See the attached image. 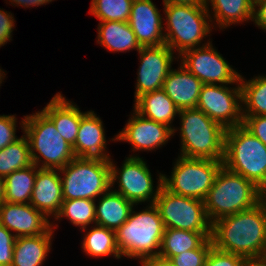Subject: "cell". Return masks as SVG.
I'll list each match as a JSON object with an SVG mask.
<instances>
[{
    "instance_id": "34",
    "label": "cell",
    "mask_w": 266,
    "mask_h": 266,
    "mask_svg": "<svg viewBox=\"0 0 266 266\" xmlns=\"http://www.w3.org/2000/svg\"><path fill=\"white\" fill-rule=\"evenodd\" d=\"M212 247V239L207 238L198 248L172 256L169 261L173 266H204Z\"/></svg>"
},
{
    "instance_id": "6",
    "label": "cell",
    "mask_w": 266,
    "mask_h": 266,
    "mask_svg": "<svg viewBox=\"0 0 266 266\" xmlns=\"http://www.w3.org/2000/svg\"><path fill=\"white\" fill-rule=\"evenodd\" d=\"M223 166L260 189L266 185V145L243 125L227 129Z\"/></svg>"
},
{
    "instance_id": "46",
    "label": "cell",
    "mask_w": 266,
    "mask_h": 266,
    "mask_svg": "<svg viewBox=\"0 0 266 266\" xmlns=\"http://www.w3.org/2000/svg\"><path fill=\"white\" fill-rule=\"evenodd\" d=\"M5 196V180L0 176V204L3 202Z\"/></svg>"
},
{
    "instance_id": "43",
    "label": "cell",
    "mask_w": 266,
    "mask_h": 266,
    "mask_svg": "<svg viewBox=\"0 0 266 266\" xmlns=\"http://www.w3.org/2000/svg\"><path fill=\"white\" fill-rule=\"evenodd\" d=\"M164 4H178V5H200L204 0H163Z\"/></svg>"
},
{
    "instance_id": "14",
    "label": "cell",
    "mask_w": 266,
    "mask_h": 266,
    "mask_svg": "<svg viewBox=\"0 0 266 266\" xmlns=\"http://www.w3.org/2000/svg\"><path fill=\"white\" fill-rule=\"evenodd\" d=\"M140 66L135 89V100L145 94L163 87L164 80L171 70L174 51L166 44L141 47L138 51Z\"/></svg>"
},
{
    "instance_id": "8",
    "label": "cell",
    "mask_w": 266,
    "mask_h": 266,
    "mask_svg": "<svg viewBox=\"0 0 266 266\" xmlns=\"http://www.w3.org/2000/svg\"><path fill=\"white\" fill-rule=\"evenodd\" d=\"M171 176L163 175V186L171 193L205 200L223 161L179 155Z\"/></svg>"
},
{
    "instance_id": "23",
    "label": "cell",
    "mask_w": 266,
    "mask_h": 266,
    "mask_svg": "<svg viewBox=\"0 0 266 266\" xmlns=\"http://www.w3.org/2000/svg\"><path fill=\"white\" fill-rule=\"evenodd\" d=\"M52 227L36 236L16 237L11 266H41L51 249Z\"/></svg>"
},
{
    "instance_id": "42",
    "label": "cell",
    "mask_w": 266,
    "mask_h": 266,
    "mask_svg": "<svg viewBox=\"0 0 266 266\" xmlns=\"http://www.w3.org/2000/svg\"><path fill=\"white\" fill-rule=\"evenodd\" d=\"M140 262L141 266H173L169 260H165L159 257L150 260H143Z\"/></svg>"
},
{
    "instance_id": "38",
    "label": "cell",
    "mask_w": 266,
    "mask_h": 266,
    "mask_svg": "<svg viewBox=\"0 0 266 266\" xmlns=\"http://www.w3.org/2000/svg\"><path fill=\"white\" fill-rule=\"evenodd\" d=\"M243 126L266 145V116H243Z\"/></svg>"
},
{
    "instance_id": "40",
    "label": "cell",
    "mask_w": 266,
    "mask_h": 266,
    "mask_svg": "<svg viewBox=\"0 0 266 266\" xmlns=\"http://www.w3.org/2000/svg\"><path fill=\"white\" fill-rule=\"evenodd\" d=\"M252 21H254L255 25L260 27V29L266 30V0H254Z\"/></svg>"
},
{
    "instance_id": "20",
    "label": "cell",
    "mask_w": 266,
    "mask_h": 266,
    "mask_svg": "<svg viewBox=\"0 0 266 266\" xmlns=\"http://www.w3.org/2000/svg\"><path fill=\"white\" fill-rule=\"evenodd\" d=\"M203 83L182 64L176 69H171L166 76L162 89L181 109L196 108Z\"/></svg>"
},
{
    "instance_id": "17",
    "label": "cell",
    "mask_w": 266,
    "mask_h": 266,
    "mask_svg": "<svg viewBox=\"0 0 266 266\" xmlns=\"http://www.w3.org/2000/svg\"><path fill=\"white\" fill-rule=\"evenodd\" d=\"M162 20L152 0H133L128 23L141 47L165 44Z\"/></svg>"
},
{
    "instance_id": "2",
    "label": "cell",
    "mask_w": 266,
    "mask_h": 266,
    "mask_svg": "<svg viewBox=\"0 0 266 266\" xmlns=\"http://www.w3.org/2000/svg\"><path fill=\"white\" fill-rule=\"evenodd\" d=\"M149 205L137 213L132 209L127 221L115 231L121 256L140 261L158 257L165 227L157 207Z\"/></svg>"
},
{
    "instance_id": "25",
    "label": "cell",
    "mask_w": 266,
    "mask_h": 266,
    "mask_svg": "<svg viewBox=\"0 0 266 266\" xmlns=\"http://www.w3.org/2000/svg\"><path fill=\"white\" fill-rule=\"evenodd\" d=\"M97 42L111 52H124L141 49L135 33L128 22L104 21L98 24Z\"/></svg>"
},
{
    "instance_id": "48",
    "label": "cell",
    "mask_w": 266,
    "mask_h": 266,
    "mask_svg": "<svg viewBox=\"0 0 266 266\" xmlns=\"http://www.w3.org/2000/svg\"><path fill=\"white\" fill-rule=\"evenodd\" d=\"M260 190H266V185L264 187L260 188Z\"/></svg>"
},
{
    "instance_id": "31",
    "label": "cell",
    "mask_w": 266,
    "mask_h": 266,
    "mask_svg": "<svg viewBox=\"0 0 266 266\" xmlns=\"http://www.w3.org/2000/svg\"><path fill=\"white\" fill-rule=\"evenodd\" d=\"M32 164L29 141L25 135L0 150V176L3 178Z\"/></svg>"
},
{
    "instance_id": "36",
    "label": "cell",
    "mask_w": 266,
    "mask_h": 266,
    "mask_svg": "<svg viewBox=\"0 0 266 266\" xmlns=\"http://www.w3.org/2000/svg\"><path fill=\"white\" fill-rule=\"evenodd\" d=\"M16 236L0 224V266H11Z\"/></svg>"
},
{
    "instance_id": "44",
    "label": "cell",
    "mask_w": 266,
    "mask_h": 266,
    "mask_svg": "<svg viewBox=\"0 0 266 266\" xmlns=\"http://www.w3.org/2000/svg\"><path fill=\"white\" fill-rule=\"evenodd\" d=\"M245 266H266V257L259 259H247Z\"/></svg>"
},
{
    "instance_id": "24",
    "label": "cell",
    "mask_w": 266,
    "mask_h": 266,
    "mask_svg": "<svg viewBox=\"0 0 266 266\" xmlns=\"http://www.w3.org/2000/svg\"><path fill=\"white\" fill-rule=\"evenodd\" d=\"M134 110L145 118L171 127L179 109L161 88L139 96Z\"/></svg>"
},
{
    "instance_id": "26",
    "label": "cell",
    "mask_w": 266,
    "mask_h": 266,
    "mask_svg": "<svg viewBox=\"0 0 266 266\" xmlns=\"http://www.w3.org/2000/svg\"><path fill=\"white\" fill-rule=\"evenodd\" d=\"M213 9V18L220 29L231 24L253 20L254 0H204Z\"/></svg>"
},
{
    "instance_id": "39",
    "label": "cell",
    "mask_w": 266,
    "mask_h": 266,
    "mask_svg": "<svg viewBox=\"0 0 266 266\" xmlns=\"http://www.w3.org/2000/svg\"><path fill=\"white\" fill-rule=\"evenodd\" d=\"M13 15L4 10H0V47L4 46L12 38L14 29Z\"/></svg>"
},
{
    "instance_id": "22",
    "label": "cell",
    "mask_w": 266,
    "mask_h": 266,
    "mask_svg": "<svg viewBox=\"0 0 266 266\" xmlns=\"http://www.w3.org/2000/svg\"><path fill=\"white\" fill-rule=\"evenodd\" d=\"M101 196L97 204L95 201V225L116 231L127 221L135 204L112 189Z\"/></svg>"
},
{
    "instance_id": "5",
    "label": "cell",
    "mask_w": 266,
    "mask_h": 266,
    "mask_svg": "<svg viewBox=\"0 0 266 266\" xmlns=\"http://www.w3.org/2000/svg\"><path fill=\"white\" fill-rule=\"evenodd\" d=\"M259 191L254 183L222 166L204 200L210 222L256 206Z\"/></svg>"
},
{
    "instance_id": "4",
    "label": "cell",
    "mask_w": 266,
    "mask_h": 266,
    "mask_svg": "<svg viewBox=\"0 0 266 266\" xmlns=\"http://www.w3.org/2000/svg\"><path fill=\"white\" fill-rule=\"evenodd\" d=\"M20 125L29 141L32 163L38 168L61 169L75 158L72 146L42 111L24 116Z\"/></svg>"
},
{
    "instance_id": "21",
    "label": "cell",
    "mask_w": 266,
    "mask_h": 266,
    "mask_svg": "<svg viewBox=\"0 0 266 266\" xmlns=\"http://www.w3.org/2000/svg\"><path fill=\"white\" fill-rule=\"evenodd\" d=\"M41 111L54 123L61 137L73 147L81 118L87 112H81L77 105L67 101L59 92Z\"/></svg>"
},
{
    "instance_id": "3",
    "label": "cell",
    "mask_w": 266,
    "mask_h": 266,
    "mask_svg": "<svg viewBox=\"0 0 266 266\" xmlns=\"http://www.w3.org/2000/svg\"><path fill=\"white\" fill-rule=\"evenodd\" d=\"M181 152L187 158L224 160L225 131L197 108L179 110Z\"/></svg>"
},
{
    "instance_id": "29",
    "label": "cell",
    "mask_w": 266,
    "mask_h": 266,
    "mask_svg": "<svg viewBox=\"0 0 266 266\" xmlns=\"http://www.w3.org/2000/svg\"><path fill=\"white\" fill-rule=\"evenodd\" d=\"M82 249L87 255L93 257L109 255H113L117 259L122 257L118 249L115 231L99 225L92 226V229L84 235Z\"/></svg>"
},
{
    "instance_id": "41",
    "label": "cell",
    "mask_w": 266,
    "mask_h": 266,
    "mask_svg": "<svg viewBox=\"0 0 266 266\" xmlns=\"http://www.w3.org/2000/svg\"><path fill=\"white\" fill-rule=\"evenodd\" d=\"M53 0H10L11 4L14 6L17 4L18 6H24V7H33V6H41V5H46L47 3L49 4Z\"/></svg>"
},
{
    "instance_id": "27",
    "label": "cell",
    "mask_w": 266,
    "mask_h": 266,
    "mask_svg": "<svg viewBox=\"0 0 266 266\" xmlns=\"http://www.w3.org/2000/svg\"><path fill=\"white\" fill-rule=\"evenodd\" d=\"M38 168L35 164L16 170L6 176L5 180V196L3 202L28 204L30 203L35 178Z\"/></svg>"
},
{
    "instance_id": "28",
    "label": "cell",
    "mask_w": 266,
    "mask_h": 266,
    "mask_svg": "<svg viewBox=\"0 0 266 266\" xmlns=\"http://www.w3.org/2000/svg\"><path fill=\"white\" fill-rule=\"evenodd\" d=\"M206 239L207 237L201 232L165 229L158 257L169 260L184 251L198 248Z\"/></svg>"
},
{
    "instance_id": "9",
    "label": "cell",
    "mask_w": 266,
    "mask_h": 266,
    "mask_svg": "<svg viewBox=\"0 0 266 266\" xmlns=\"http://www.w3.org/2000/svg\"><path fill=\"white\" fill-rule=\"evenodd\" d=\"M154 205L160 213L165 229L201 232L211 238L212 223L206 214L204 201L173 194L162 185Z\"/></svg>"
},
{
    "instance_id": "13",
    "label": "cell",
    "mask_w": 266,
    "mask_h": 266,
    "mask_svg": "<svg viewBox=\"0 0 266 266\" xmlns=\"http://www.w3.org/2000/svg\"><path fill=\"white\" fill-rule=\"evenodd\" d=\"M181 57V58H180ZM181 63L203 84L228 85L240 83V74L213 48L210 41L200 47L185 50Z\"/></svg>"
},
{
    "instance_id": "7",
    "label": "cell",
    "mask_w": 266,
    "mask_h": 266,
    "mask_svg": "<svg viewBox=\"0 0 266 266\" xmlns=\"http://www.w3.org/2000/svg\"><path fill=\"white\" fill-rule=\"evenodd\" d=\"M209 10L205 1L200 5H164L167 20L165 44L172 51L176 50L178 56L185 50L200 47L202 39L211 31L209 24L212 22V16Z\"/></svg>"
},
{
    "instance_id": "45",
    "label": "cell",
    "mask_w": 266,
    "mask_h": 266,
    "mask_svg": "<svg viewBox=\"0 0 266 266\" xmlns=\"http://www.w3.org/2000/svg\"><path fill=\"white\" fill-rule=\"evenodd\" d=\"M259 204L262 206L266 215V190L259 191Z\"/></svg>"
},
{
    "instance_id": "30",
    "label": "cell",
    "mask_w": 266,
    "mask_h": 266,
    "mask_svg": "<svg viewBox=\"0 0 266 266\" xmlns=\"http://www.w3.org/2000/svg\"><path fill=\"white\" fill-rule=\"evenodd\" d=\"M243 116H266V76L244 81L240 76Z\"/></svg>"
},
{
    "instance_id": "12",
    "label": "cell",
    "mask_w": 266,
    "mask_h": 266,
    "mask_svg": "<svg viewBox=\"0 0 266 266\" xmlns=\"http://www.w3.org/2000/svg\"><path fill=\"white\" fill-rule=\"evenodd\" d=\"M236 85L203 84L196 108L226 130L243 125L241 85Z\"/></svg>"
},
{
    "instance_id": "11",
    "label": "cell",
    "mask_w": 266,
    "mask_h": 266,
    "mask_svg": "<svg viewBox=\"0 0 266 266\" xmlns=\"http://www.w3.org/2000/svg\"><path fill=\"white\" fill-rule=\"evenodd\" d=\"M146 164L139 156L131 155L125 159L121 169H119L111 160L110 188H113L114 183L118 181V190H113L116 193L121 194L135 205L145 201L154 204L163 185V174L159 173L157 188L156 190L153 189L155 187L153 186L152 175Z\"/></svg>"
},
{
    "instance_id": "10",
    "label": "cell",
    "mask_w": 266,
    "mask_h": 266,
    "mask_svg": "<svg viewBox=\"0 0 266 266\" xmlns=\"http://www.w3.org/2000/svg\"><path fill=\"white\" fill-rule=\"evenodd\" d=\"M64 200L90 199L106 193L110 188V163L82 160L75 157L59 169Z\"/></svg>"
},
{
    "instance_id": "47",
    "label": "cell",
    "mask_w": 266,
    "mask_h": 266,
    "mask_svg": "<svg viewBox=\"0 0 266 266\" xmlns=\"http://www.w3.org/2000/svg\"><path fill=\"white\" fill-rule=\"evenodd\" d=\"M6 74H4V71L2 69H0V84L2 83L4 77Z\"/></svg>"
},
{
    "instance_id": "37",
    "label": "cell",
    "mask_w": 266,
    "mask_h": 266,
    "mask_svg": "<svg viewBox=\"0 0 266 266\" xmlns=\"http://www.w3.org/2000/svg\"><path fill=\"white\" fill-rule=\"evenodd\" d=\"M17 119L14 115H0V150L16 142Z\"/></svg>"
},
{
    "instance_id": "32",
    "label": "cell",
    "mask_w": 266,
    "mask_h": 266,
    "mask_svg": "<svg viewBox=\"0 0 266 266\" xmlns=\"http://www.w3.org/2000/svg\"><path fill=\"white\" fill-rule=\"evenodd\" d=\"M67 217L72 224L86 231L89 224H95V200L72 199L63 200L61 210L56 216V220Z\"/></svg>"
},
{
    "instance_id": "15",
    "label": "cell",
    "mask_w": 266,
    "mask_h": 266,
    "mask_svg": "<svg viewBox=\"0 0 266 266\" xmlns=\"http://www.w3.org/2000/svg\"><path fill=\"white\" fill-rule=\"evenodd\" d=\"M125 128L112 141H126L133 151H151L165 145L177 129L145 118L135 110Z\"/></svg>"
},
{
    "instance_id": "35",
    "label": "cell",
    "mask_w": 266,
    "mask_h": 266,
    "mask_svg": "<svg viewBox=\"0 0 266 266\" xmlns=\"http://www.w3.org/2000/svg\"><path fill=\"white\" fill-rule=\"evenodd\" d=\"M246 260L240 255L220 251L213 246L204 266H245Z\"/></svg>"
},
{
    "instance_id": "1",
    "label": "cell",
    "mask_w": 266,
    "mask_h": 266,
    "mask_svg": "<svg viewBox=\"0 0 266 266\" xmlns=\"http://www.w3.org/2000/svg\"><path fill=\"white\" fill-rule=\"evenodd\" d=\"M213 246L246 259L266 257V215L256 206L212 223Z\"/></svg>"
},
{
    "instance_id": "33",
    "label": "cell",
    "mask_w": 266,
    "mask_h": 266,
    "mask_svg": "<svg viewBox=\"0 0 266 266\" xmlns=\"http://www.w3.org/2000/svg\"><path fill=\"white\" fill-rule=\"evenodd\" d=\"M133 0H92L90 13L100 22H128Z\"/></svg>"
},
{
    "instance_id": "16",
    "label": "cell",
    "mask_w": 266,
    "mask_h": 266,
    "mask_svg": "<svg viewBox=\"0 0 266 266\" xmlns=\"http://www.w3.org/2000/svg\"><path fill=\"white\" fill-rule=\"evenodd\" d=\"M0 224L16 237L45 234L51 227L48 218L30 203L17 204L2 202L0 204Z\"/></svg>"
},
{
    "instance_id": "19",
    "label": "cell",
    "mask_w": 266,
    "mask_h": 266,
    "mask_svg": "<svg viewBox=\"0 0 266 266\" xmlns=\"http://www.w3.org/2000/svg\"><path fill=\"white\" fill-rule=\"evenodd\" d=\"M59 169H39L35 178L30 204L47 218L59 214L63 202Z\"/></svg>"
},
{
    "instance_id": "18",
    "label": "cell",
    "mask_w": 266,
    "mask_h": 266,
    "mask_svg": "<svg viewBox=\"0 0 266 266\" xmlns=\"http://www.w3.org/2000/svg\"><path fill=\"white\" fill-rule=\"evenodd\" d=\"M102 120L94 111H87L81 118L73 152L75 157L82 160L110 163L111 158L106 154V138Z\"/></svg>"
}]
</instances>
